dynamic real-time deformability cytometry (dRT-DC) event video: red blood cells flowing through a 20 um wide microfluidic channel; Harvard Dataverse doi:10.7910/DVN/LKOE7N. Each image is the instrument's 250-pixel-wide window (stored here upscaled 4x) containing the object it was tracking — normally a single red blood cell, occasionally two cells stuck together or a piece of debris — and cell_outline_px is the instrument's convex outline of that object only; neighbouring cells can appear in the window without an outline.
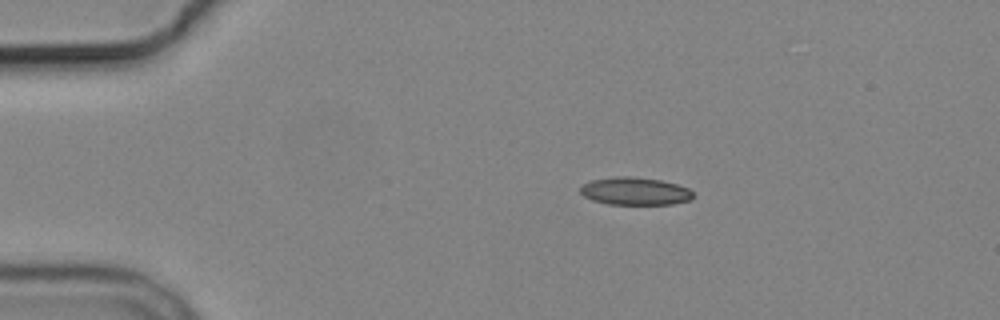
{"species": "common noctule bat (a hibernating species)", "species_latin": "Nyctalus noctula", "temperature_condition": "cold", "stored_images_in_passage": 4, "segment_of_instrument_passage": [1, 2], "camera_frame_rate_fps": 3000, "um_per_image_px": 0.085, "animal": {"sex": "male", "body_mass_g": 19.2, "forearm_length_mm": 51.8}, "frame": {"image": 1, "passage_image": 2, "time_ms": 1.333, "image_size_px": [1000, 320], "cell_outline_px": [[692, 200], [672, 204], [608, 204], [592, 200], [584, 196], [580, 192], [580, 188], [584, 184], [592, 180], [616, 176], [632, 176], [660, 180], [676, 184], [688, 188], [692, 192]], "centroid_in_image_um": [53.97, 16.25], "position_along_channel_um": 31.0, "area_um2": 18.15}}